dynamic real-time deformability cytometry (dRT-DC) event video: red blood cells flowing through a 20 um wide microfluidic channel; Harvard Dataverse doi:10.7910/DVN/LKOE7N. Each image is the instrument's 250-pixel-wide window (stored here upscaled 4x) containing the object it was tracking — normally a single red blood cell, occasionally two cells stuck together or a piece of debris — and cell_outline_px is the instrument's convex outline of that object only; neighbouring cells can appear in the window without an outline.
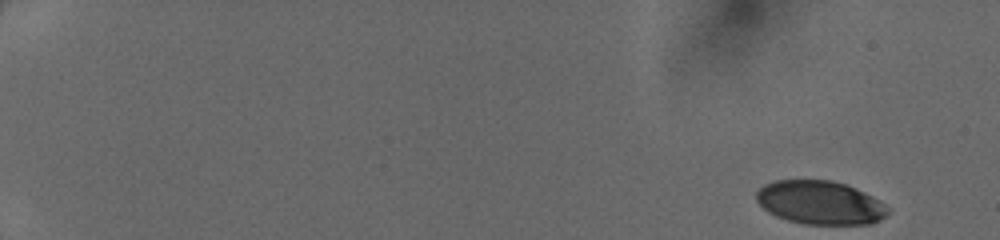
{"species": "human", "species_latin": "Homo sapiens", "temperature_condition": "cold", "stored_images_in_passage": 48, "camera_frame_rate_fps": 3000, "um_per_image_px": 0.085, "donor": {"sex": "female"}, "frame": {"image": 1, "passage_image": 1, "time_ms": 0.0, "image_size_px": [1000, 240], "cell_outline_px": [[892, 208], [880, 220], [872, 224], [804, 224], [788, 220], [776, 216], [768, 212], [756, 200], [756, 192], [764, 184], [776, 180], [832, 180], [848, 184], [880, 200]], "centroid_in_image_um": [69.74, 17.22], "position_along_channel_um": 15.3, "area_um2": 33.64}}
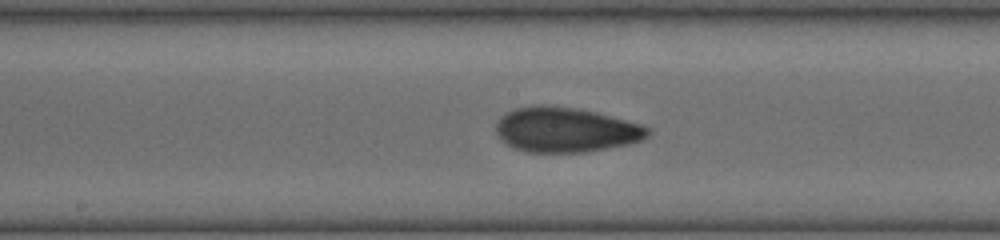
{"frame": {"image": 2, "passage_image": 27, "time_ms": 8.667, "image_size_px": [1000, 240], "cell_outline_px": [[652, 132], [648, 136], [640, 140], [628, 144], [584, 152], [528, 152], [512, 148], [496, 132], [496, 124], [500, 116], [516, 108], [536, 104], [544, 104], [576, 108], [596, 112], [640, 124], [648, 128]], "centroid_in_image_um": [48.06, 11.02], "position_along_channel_um": 200.1, "area_um2": 39.54}}
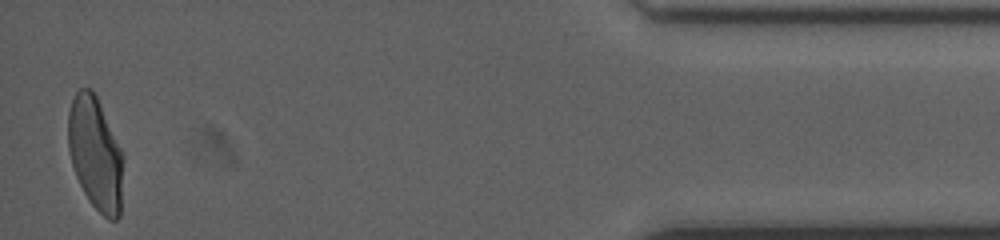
{"frame": {"image": 3, "passage_image": 47, "time_ms": 15.333, "image_size_px": [1000, 240], "cell_outline_px": [[120, 216], [116, 220], [108, 220], [88, 200], [76, 176], [72, 164], [68, 148], [68, 112], [72, 100], [76, 92], [80, 88], [92, 88], [96, 96], [120, 148]], "centroid_in_image_um": [8.05, 13.03], "position_along_channel_um": 427.2, "area_um2": 35.2}}